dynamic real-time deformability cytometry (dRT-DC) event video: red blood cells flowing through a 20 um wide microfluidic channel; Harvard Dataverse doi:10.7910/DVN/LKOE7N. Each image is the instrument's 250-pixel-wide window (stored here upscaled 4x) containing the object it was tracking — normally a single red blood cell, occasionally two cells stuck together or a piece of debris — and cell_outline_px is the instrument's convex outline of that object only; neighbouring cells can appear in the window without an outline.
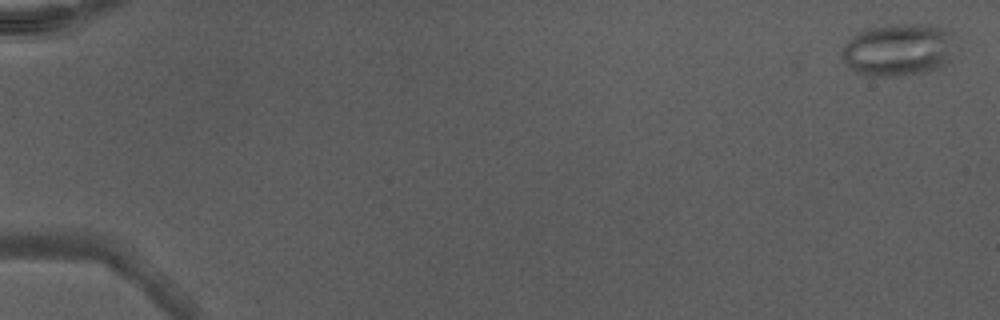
{"species": "Egyptian fruit bat (a non-hibernating species)", "species_latin": "Rousettus aegyptiacus", "temperature_condition": "warm", "stored_images_in_passage": 50, "camera_frame_rate_fps": 3000, "um_per_image_px": 0.085, "animal": {"sex": "male"}, "frame": {"image": 1, "passage_image": 2, "time_ms": 0.333, "image_size_px": [1000, 320], "cell_outline_px": [[952, 32], [944, 64], [928, 72], [896, 76], [864, 76], [848, 68], [844, 64], [840, 56], [840, 52], [844, 44], [856, 32], [868, 28], [892, 24], [932, 24], [944, 28]], "centroid_in_image_um": [76.21, 4.23], "position_along_channel_um": 8.8, "area_um2": 34.56}}
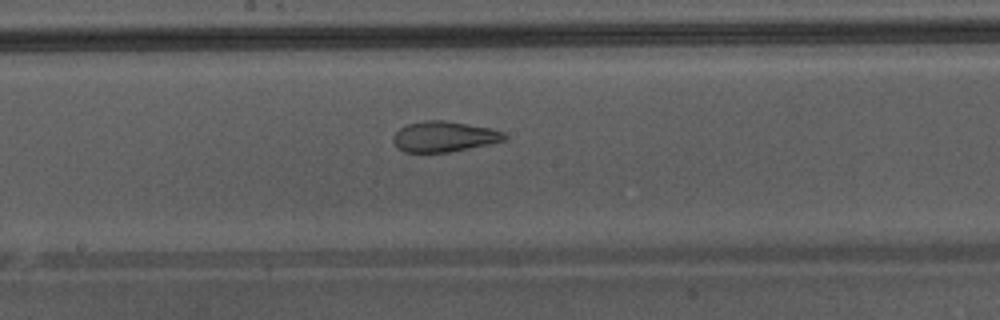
{"frame": {"image": 2, "passage_image": 29, "time_ms": 9.333, "image_size_px": [1000, 320], "cell_outline_px": [[508, 136], [504, 140], [488, 144], [448, 152], [404, 152], [396, 148], [392, 140], [392, 136], [400, 128], [408, 124], [424, 120], [444, 120], [492, 128], [504, 132]], "centroid_in_image_um": [37.72, 11.6], "position_along_channel_um": 210.5, "area_um2": 19.83}}
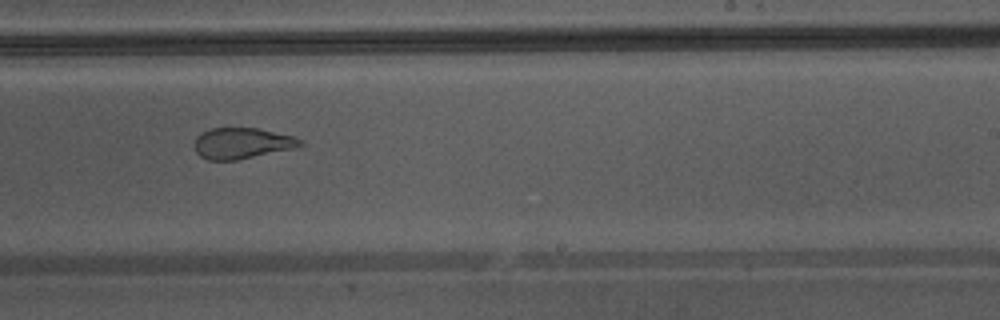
{"frame": {"image": 3, "passage_image": 33, "time_ms": 10.667, "image_size_px": [1000, 320], "cell_outline_px": [[304, 144], [296, 148], [236, 160], [208, 160], [200, 156], [196, 152], [192, 144], [196, 136], [212, 128], [256, 128], [296, 136], [304, 140]], "centroid_in_image_um": [20.59, 12.18], "position_along_channel_um": 268.4, "area_um2": 19.31}, "authors_computed_cell_mechanics": {"area_um2": 26.9348, "velocity_mm_per_s": 4.3669, "shape_relaxation_time_tau1_ms": null, "shape_relaxation_time_tau2_ms": 1.1364, "deformation_change_tau1": null, "deformation_change_tau2": 0.0886}}